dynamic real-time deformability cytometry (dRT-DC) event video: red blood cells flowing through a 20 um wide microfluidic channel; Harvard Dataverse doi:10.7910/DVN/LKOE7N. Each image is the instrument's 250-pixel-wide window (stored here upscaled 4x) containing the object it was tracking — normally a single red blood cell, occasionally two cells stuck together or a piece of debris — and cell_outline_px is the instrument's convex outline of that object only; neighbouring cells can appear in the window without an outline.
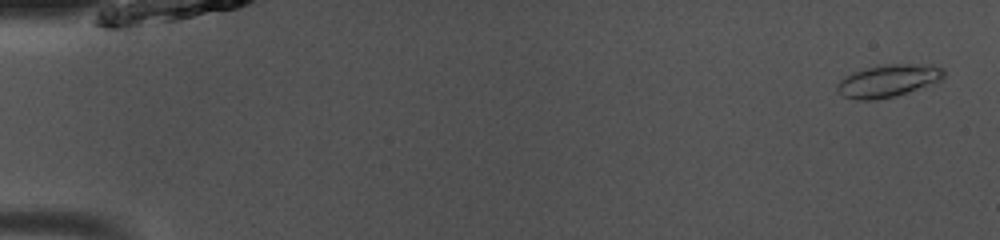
{"species": "common noctule bat (a hibernating species)", "species_latin": "Nyctalus noctula", "temperature_condition": "room temperature", "stored_images_in_passage": 49, "camera_frame_rate_fps": 3000, "um_per_image_px": 0.085, "animal": {"sex": "male", "body_mass_g": 13.0, "forearm_length_mm": 53.1}, "frame": {"image": 1, "passage_image": 2, "time_ms": 0.333, "image_size_px": [1000, 240], "cell_outline_px": [[944, 76], [940, 80], [892, 96], [872, 100], [856, 100], [844, 96], [836, 92], [836, 84], [844, 76], [852, 72], [864, 68], [884, 64], [932, 64], [944, 68]], "centroid_in_image_um": [75.43, 6.84], "position_along_channel_um": 9.6, "area_um2": 20.0}}
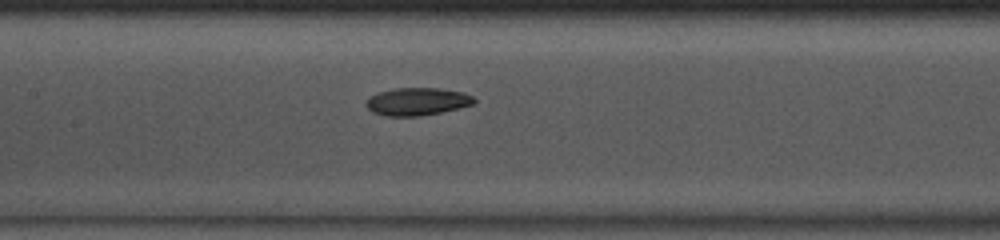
{"frame": {"image": 2, "passage_image": 24, "time_ms": 7.667, "image_size_px": [1000, 240], "cell_outline_px": [[476, 100], [472, 104], [440, 112], [420, 116], [384, 116], [372, 112], [364, 104], [368, 96], [392, 88], [436, 88], [464, 92], [472, 96]], "centroid_in_image_um": [35.4, 8.63], "position_along_channel_um": 172.0, "area_um2": 17.4}}
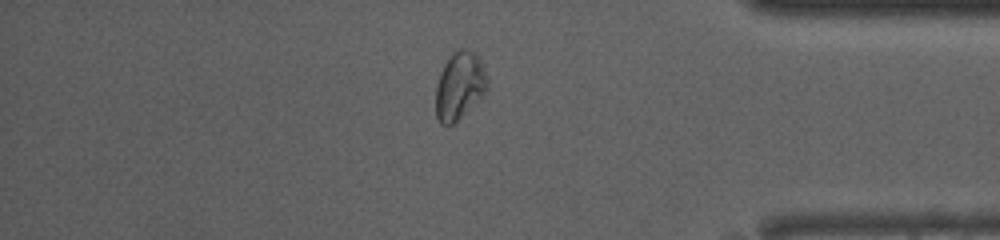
{"frame": {"image": 3, "passage_image": 42, "time_ms": 13.667, "image_size_px": [1000, 240], "cell_outline_px": [[488, 88], [484, 96], [452, 124], [440, 124], [436, 116], [436, 84], [440, 72], [444, 64], [452, 52], [460, 48], [468, 48], [480, 56], [488, 76]], "centroid_in_image_um": [39.1, 7.24], "position_along_channel_um": 396.1, "area_um2": 20.75}, "authors_computed_cell_mechanics": {"area_um2": 18.3226, "velocity_mm_per_s": 4.0923, "shape_relaxation_time_tau1_ms": 4.7797, "shape_relaxation_time_tau2_ms": 2.7175, "deformation_change_tau1": 0.1138, "deformation_change_tau2": 0.0814}}